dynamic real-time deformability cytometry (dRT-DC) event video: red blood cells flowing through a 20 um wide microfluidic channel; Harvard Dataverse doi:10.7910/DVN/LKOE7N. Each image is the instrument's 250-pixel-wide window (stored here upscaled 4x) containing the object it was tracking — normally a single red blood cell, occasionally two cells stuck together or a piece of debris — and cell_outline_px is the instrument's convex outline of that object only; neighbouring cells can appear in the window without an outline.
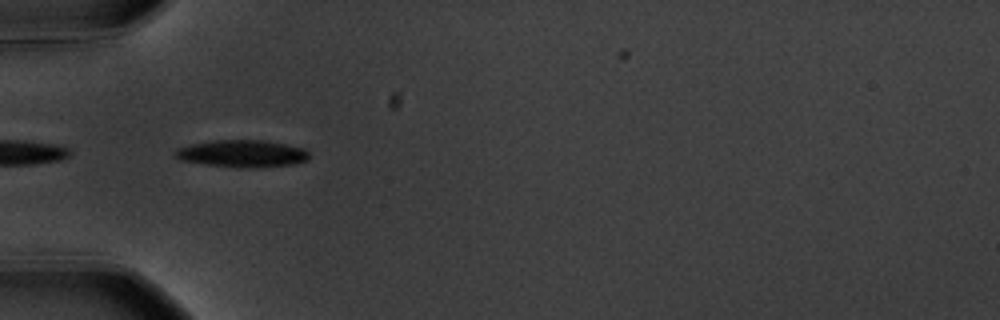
{"species": "common noctule bat (a hibernating species)", "species_latin": "Nyctalus noctula", "temperature_condition": "warm", "stored_images_in_passage": 12, "camera_frame_rate_fps": 3000, "um_per_image_px": 0.085, "animal": {"sex": "male", "body_mass_g": 20.1, "forearm_length_mm": 53.5}, "frame": {"image": 1, "passage_image": 3, "time_ms": 0.667, "image_size_px": [1000, 320], "cell_outline_px": [[308, 160], [292, 164], [264, 168], [236, 168], [180, 160], [176, 156], [176, 152], [180, 148], [192, 144], [216, 140], [264, 140], [304, 148], [308, 152]], "centroid_in_image_um": [20.65, 13.07], "position_along_channel_um": 64.4, "area_um2": 21.1}}